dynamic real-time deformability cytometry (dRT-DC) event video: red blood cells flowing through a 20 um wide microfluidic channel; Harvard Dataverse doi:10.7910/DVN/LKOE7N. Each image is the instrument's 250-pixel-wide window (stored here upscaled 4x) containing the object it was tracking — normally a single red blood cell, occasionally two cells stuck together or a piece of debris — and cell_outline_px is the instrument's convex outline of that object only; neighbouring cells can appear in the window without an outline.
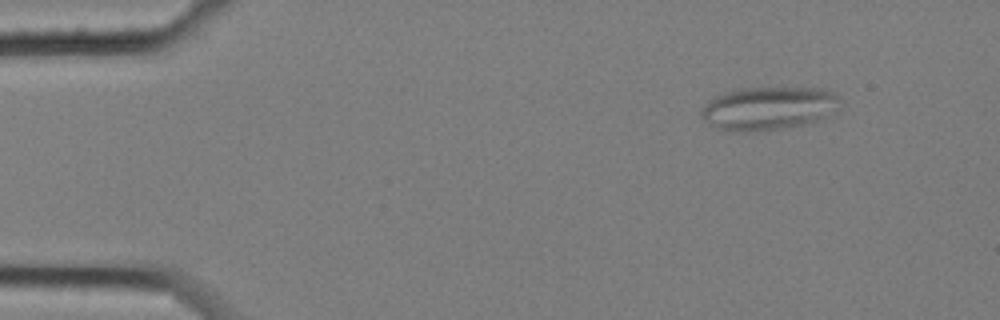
{"species": "common noctule bat (a hibernating species)", "species_latin": "Nyctalus noctula", "temperature_condition": "cold", "stored_images_in_passage": 58, "camera_frame_rate_fps": 3000, "um_per_image_px": 0.085, "animal": {"sex": "female", "body_mass_g": 25.1}, "frame": {"image": 1, "passage_image": 7, "time_ms": 2.0, "image_size_px": [1000, 320], "cell_outline_px": [[836, 112], [816, 120], [800, 124], [780, 128], [748, 132], [728, 132], [716, 128], [704, 120], [700, 116], [700, 112], [704, 104], [716, 96], [740, 88], [820, 88], [832, 92], [836, 96]], "centroid_in_image_um": [65.23, 9.21], "position_along_channel_um": 19.8, "area_um2": 34.51}}
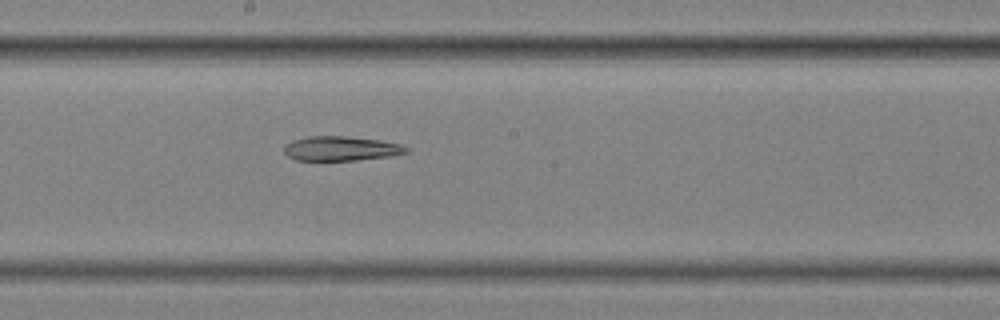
{"frame": {"image": 2, "passage_image": 32, "time_ms": 10.333, "image_size_px": [1000, 320], "cell_outline_px": [[408, 152], [388, 156], [356, 160], [296, 160], [288, 156], [284, 152], [284, 144], [292, 140], [308, 136], [344, 136], [380, 140], [400, 144], [408, 148]], "centroid_in_image_um": [28.94, 12.62], "position_along_channel_um": 219.3, "area_um2": 17.34}}
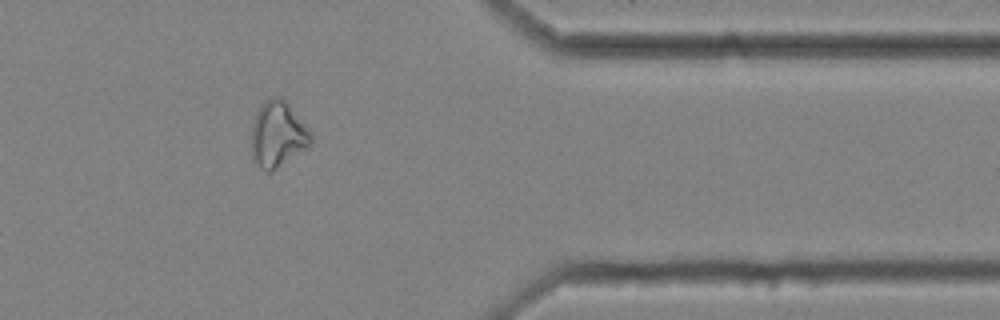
{"frame": {"image": 3, "passage_image": 48, "time_ms": 15.667, "image_size_px": [1000, 320], "cell_outline_px": [[312, 140], [308, 144], [276, 168], [268, 172], [264, 172], [252, 160], [252, 124], [256, 112], [260, 104], [272, 96], [280, 96], [288, 104], [312, 136]], "centroid_in_image_um": [23.52, 11.4], "position_along_channel_um": 387.9, "area_um2": 22.02}}